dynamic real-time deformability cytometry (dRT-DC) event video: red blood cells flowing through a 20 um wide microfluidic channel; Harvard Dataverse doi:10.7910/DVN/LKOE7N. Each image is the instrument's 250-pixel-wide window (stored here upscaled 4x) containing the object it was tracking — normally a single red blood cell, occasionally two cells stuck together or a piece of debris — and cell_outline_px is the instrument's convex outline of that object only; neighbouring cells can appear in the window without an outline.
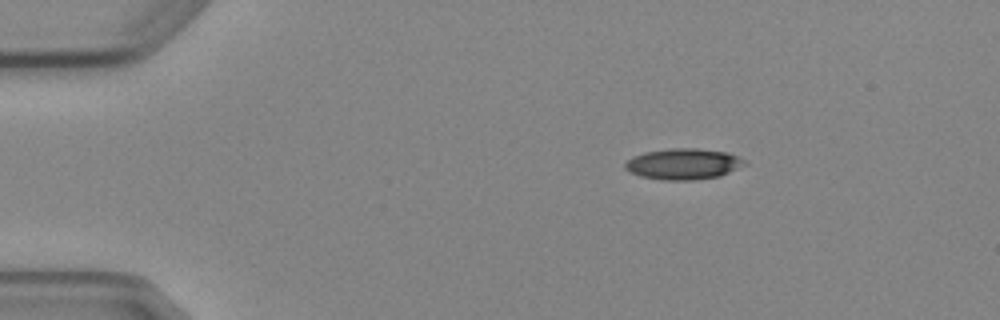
{"species": "Egyptian fruit bat (a non-hibernating species)", "species_latin": "Rousettus aegyptiacus", "temperature_condition": "cold", "stored_images_in_passage": 3, "camera_frame_rate_fps": 3000, "um_per_image_px": 0.085, "animal": {"sex": "female"}, "frame": {"image": 1, "passage_image": 1, "time_ms": 0.0, "image_size_px": [1000, 320], "cell_outline_px": [[748, 164], [720, 176], [692, 180], [664, 180], [640, 176], [624, 168], [624, 164], [632, 156], [644, 152], [672, 148], [696, 148], [728, 152], [744, 160]], "centroid_in_image_um": [58.09, 13.93], "position_along_channel_um": 26.9, "area_um2": 21.56}}